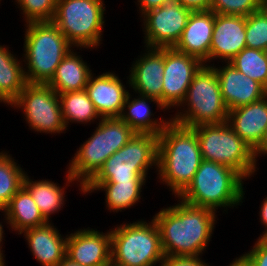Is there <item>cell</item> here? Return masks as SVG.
I'll return each mask as SVG.
<instances>
[{
	"instance_id": "1",
	"label": "cell",
	"mask_w": 267,
	"mask_h": 266,
	"mask_svg": "<svg viewBox=\"0 0 267 266\" xmlns=\"http://www.w3.org/2000/svg\"><path fill=\"white\" fill-rule=\"evenodd\" d=\"M175 199L177 203L160 208L152 217L159 228L164 256H203L219 215Z\"/></svg>"
},
{
	"instance_id": "2",
	"label": "cell",
	"mask_w": 267,
	"mask_h": 266,
	"mask_svg": "<svg viewBox=\"0 0 267 266\" xmlns=\"http://www.w3.org/2000/svg\"><path fill=\"white\" fill-rule=\"evenodd\" d=\"M202 160L196 132L171 121L158 136L156 180L177 197L192 181Z\"/></svg>"
},
{
	"instance_id": "3",
	"label": "cell",
	"mask_w": 267,
	"mask_h": 266,
	"mask_svg": "<svg viewBox=\"0 0 267 266\" xmlns=\"http://www.w3.org/2000/svg\"><path fill=\"white\" fill-rule=\"evenodd\" d=\"M246 180L234 169L202 160L189 185L177 196L185 203L228 214L245 202ZM229 208V209H228ZM218 209H220L218 211Z\"/></svg>"
},
{
	"instance_id": "4",
	"label": "cell",
	"mask_w": 267,
	"mask_h": 266,
	"mask_svg": "<svg viewBox=\"0 0 267 266\" xmlns=\"http://www.w3.org/2000/svg\"><path fill=\"white\" fill-rule=\"evenodd\" d=\"M23 25L22 61L27 83L47 84L74 46L52 21Z\"/></svg>"
},
{
	"instance_id": "5",
	"label": "cell",
	"mask_w": 267,
	"mask_h": 266,
	"mask_svg": "<svg viewBox=\"0 0 267 266\" xmlns=\"http://www.w3.org/2000/svg\"><path fill=\"white\" fill-rule=\"evenodd\" d=\"M89 138L76 149L67 172L83 187L103 163L136 133L119 117L102 118Z\"/></svg>"
},
{
	"instance_id": "6",
	"label": "cell",
	"mask_w": 267,
	"mask_h": 266,
	"mask_svg": "<svg viewBox=\"0 0 267 266\" xmlns=\"http://www.w3.org/2000/svg\"><path fill=\"white\" fill-rule=\"evenodd\" d=\"M176 111V112H175ZM168 114L171 121L187 128L202 124H220L228 119L216 70L203 65L195 74L182 103Z\"/></svg>"
},
{
	"instance_id": "7",
	"label": "cell",
	"mask_w": 267,
	"mask_h": 266,
	"mask_svg": "<svg viewBox=\"0 0 267 266\" xmlns=\"http://www.w3.org/2000/svg\"><path fill=\"white\" fill-rule=\"evenodd\" d=\"M149 220H126L110 227L112 264L161 266L164 253L159 228L153 218Z\"/></svg>"
},
{
	"instance_id": "8",
	"label": "cell",
	"mask_w": 267,
	"mask_h": 266,
	"mask_svg": "<svg viewBox=\"0 0 267 266\" xmlns=\"http://www.w3.org/2000/svg\"><path fill=\"white\" fill-rule=\"evenodd\" d=\"M192 129L197 134L203 160L232 168L246 181L257 175L260 164L252 148L234 132L227 121L202 124Z\"/></svg>"
},
{
	"instance_id": "9",
	"label": "cell",
	"mask_w": 267,
	"mask_h": 266,
	"mask_svg": "<svg viewBox=\"0 0 267 266\" xmlns=\"http://www.w3.org/2000/svg\"><path fill=\"white\" fill-rule=\"evenodd\" d=\"M104 0H57L52 22L75 48H101L104 36Z\"/></svg>"
},
{
	"instance_id": "10",
	"label": "cell",
	"mask_w": 267,
	"mask_h": 266,
	"mask_svg": "<svg viewBox=\"0 0 267 266\" xmlns=\"http://www.w3.org/2000/svg\"><path fill=\"white\" fill-rule=\"evenodd\" d=\"M158 170V136L135 133L126 145L113 153L88 182L148 180ZM148 174L150 176H148Z\"/></svg>"
},
{
	"instance_id": "11",
	"label": "cell",
	"mask_w": 267,
	"mask_h": 266,
	"mask_svg": "<svg viewBox=\"0 0 267 266\" xmlns=\"http://www.w3.org/2000/svg\"><path fill=\"white\" fill-rule=\"evenodd\" d=\"M21 111L29 130L45 135L66 133L58 94L43 83H27L18 97L8 107Z\"/></svg>"
},
{
	"instance_id": "12",
	"label": "cell",
	"mask_w": 267,
	"mask_h": 266,
	"mask_svg": "<svg viewBox=\"0 0 267 266\" xmlns=\"http://www.w3.org/2000/svg\"><path fill=\"white\" fill-rule=\"evenodd\" d=\"M192 11L172 1L151 9L140 18L143 46L150 48L174 47L180 40Z\"/></svg>"
},
{
	"instance_id": "13",
	"label": "cell",
	"mask_w": 267,
	"mask_h": 266,
	"mask_svg": "<svg viewBox=\"0 0 267 266\" xmlns=\"http://www.w3.org/2000/svg\"><path fill=\"white\" fill-rule=\"evenodd\" d=\"M204 63L198 58L176 50L164 48L162 106L174 111L184 100L195 74Z\"/></svg>"
},
{
	"instance_id": "14",
	"label": "cell",
	"mask_w": 267,
	"mask_h": 266,
	"mask_svg": "<svg viewBox=\"0 0 267 266\" xmlns=\"http://www.w3.org/2000/svg\"><path fill=\"white\" fill-rule=\"evenodd\" d=\"M68 233L66 257L82 266H109L111 264V232L96 228L75 229Z\"/></svg>"
},
{
	"instance_id": "15",
	"label": "cell",
	"mask_w": 267,
	"mask_h": 266,
	"mask_svg": "<svg viewBox=\"0 0 267 266\" xmlns=\"http://www.w3.org/2000/svg\"><path fill=\"white\" fill-rule=\"evenodd\" d=\"M115 72L104 70L98 75L93 72L86 85L89 98L102 118L119 117L130 91L128 75L125 83Z\"/></svg>"
},
{
	"instance_id": "16",
	"label": "cell",
	"mask_w": 267,
	"mask_h": 266,
	"mask_svg": "<svg viewBox=\"0 0 267 266\" xmlns=\"http://www.w3.org/2000/svg\"><path fill=\"white\" fill-rule=\"evenodd\" d=\"M143 47L129 67L130 90L162 104L164 48Z\"/></svg>"
},
{
	"instance_id": "17",
	"label": "cell",
	"mask_w": 267,
	"mask_h": 266,
	"mask_svg": "<svg viewBox=\"0 0 267 266\" xmlns=\"http://www.w3.org/2000/svg\"><path fill=\"white\" fill-rule=\"evenodd\" d=\"M246 17L214 13L209 65L229 63L246 48Z\"/></svg>"
},
{
	"instance_id": "18",
	"label": "cell",
	"mask_w": 267,
	"mask_h": 266,
	"mask_svg": "<svg viewBox=\"0 0 267 266\" xmlns=\"http://www.w3.org/2000/svg\"><path fill=\"white\" fill-rule=\"evenodd\" d=\"M153 106L157 111L153 112ZM158 110L163 113L168 112L157 99L135 92L131 93L130 90L119 118L136 133H150L159 136L171 122V117L156 115L157 112L159 113Z\"/></svg>"
},
{
	"instance_id": "19",
	"label": "cell",
	"mask_w": 267,
	"mask_h": 266,
	"mask_svg": "<svg viewBox=\"0 0 267 266\" xmlns=\"http://www.w3.org/2000/svg\"><path fill=\"white\" fill-rule=\"evenodd\" d=\"M221 64L212 66L216 70L222 97L228 110L248 105L267 95V90L260 83L244 75L229 63Z\"/></svg>"
},
{
	"instance_id": "20",
	"label": "cell",
	"mask_w": 267,
	"mask_h": 266,
	"mask_svg": "<svg viewBox=\"0 0 267 266\" xmlns=\"http://www.w3.org/2000/svg\"><path fill=\"white\" fill-rule=\"evenodd\" d=\"M23 235L33 258L40 266H57L66 257L68 234L63 235L54 222L28 228Z\"/></svg>"
},
{
	"instance_id": "21",
	"label": "cell",
	"mask_w": 267,
	"mask_h": 266,
	"mask_svg": "<svg viewBox=\"0 0 267 266\" xmlns=\"http://www.w3.org/2000/svg\"><path fill=\"white\" fill-rule=\"evenodd\" d=\"M32 176L25 174L23 180V187L30 193L36 205L40 209L43 217L52 222V215L59 213L67 200V188L71 186L78 187L79 193L83 195L82 186L67 172L65 171L64 181L61 186L59 183L52 181V179H33ZM74 184V185H73ZM81 192V193H80Z\"/></svg>"
},
{
	"instance_id": "22",
	"label": "cell",
	"mask_w": 267,
	"mask_h": 266,
	"mask_svg": "<svg viewBox=\"0 0 267 266\" xmlns=\"http://www.w3.org/2000/svg\"><path fill=\"white\" fill-rule=\"evenodd\" d=\"M214 27V12L192 11L182 36L174 48L209 65V51Z\"/></svg>"
},
{
	"instance_id": "23",
	"label": "cell",
	"mask_w": 267,
	"mask_h": 266,
	"mask_svg": "<svg viewBox=\"0 0 267 266\" xmlns=\"http://www.w3.org/2000/svg\"><path fill=\"white\" fill-rule=\"evenodd\" d=\"M228 124L254 150L267 129V95L262 99L229 110Z\"/></svg>"
},
{
	"instance_id": "24",
	"label": "cell",
	"mask_w": 267,
	"mask_h": 266,
	"mask_svg": "<svg viewBox=\"0 0 267 266\" xmlns=\"http://www.w3.org/2000/svg\"><path fill=\"white\" fill-rule=\"evenodd\" d=\"M148 180H130L124 182H87L82 187L83 196L103 192L105 210L113 214L131 209L141 203L143 189ZM145 187V188H144ZM142 197V198H141ZM140 202V203H139ZM124 210V211H123Z\"/></svg>"
},
{
	"instance_id": "25",
	"label": "cell",
	"mask_w": 267,
	"mask_h": 266,
	"mask_svg": "<svg viewBox=\"0 0 267 266\" xmlns=\"http://www.w3.org/2000/svg\"><path fill=\"white\" fill-rule=\"evenodd\" d=\"M91 48H73L57 66L54 76L47 83L58 95L61 93L86 89L91 74V65L80 55V50ZM79 50V52L77 51Z\"/></svg>"
},
{
	"instance_id": "26",
	"label": "cell",
	"mask_w": 267,
	"mask_h": 266,
	"mask_svg": "<svg viewBox=\"0 0 267 266\" xmlns=\"http://www.w3.org/2000/svg\"><path fill=\"white\" fill-rule=\"evenodd\" d=\"M3 211L7 218L10 232H15L17 235L28 228L48 223L30 193L23 186L11 198Z\"/></svg>"
},
{
	"instance_id": "27",
	"label": "cell",
	"mask_w": 267,
	"mask_h": 266,
	"mask_svg": "<svg viewBox=\"0 0 267 266\" xmlns=\"http://www.w3.org/2000/svg\"><path fill=\"white\" fill-rule=\"evenodd\" d=\"M0 43V98L9 106L27 84L21 55Z\"/></svg>"
},
{
	"instance_id": "28",
	"label": "cell",
	"mask_w": 267,
	"mask_h": 266,
	"mask_svg": "<svg viewBox=\"0 0 267 266\" xmlns=\"http://www.w3.org/2000/svg\"><path fill=\"white\" fill-rule=\"evenodd\" d=\"M58 96L61 104L62 118L67 130L74 123L89 126L91 123H98L102 119L90 100L86 89L61 93Z\"/></svg>"
},
{
	"instance_id": "29",
	"label": "cell",
	"mask_w": 267,
	"mask_h": 266,
	"mask_svg": "<svg viewBox=\"0 0 267 266\" xmlns=\"http://www.w3.org/2000/svg\"><path fill=\"white\" fill-rule=\"evenodd\" d=\"M9 153L7 149L0 151V210H3L22 188L25 174L28 172Z\"/></svg>"
},
{
	"instance_id": "30",
	"label": "cell",
	"mask_w": 267,
	"mask_h": 266,
	"mask_svg": "<svg viewBox=\"0 0 267 266\" xmlns=\"http://www.w3.org/2000/svg\"><path fill=\"white\" fill-rule=\"evenodd\" d=\"M229 64L267 90V59L264 51L246 47Z\"/></svg>"
},
{
	"instance_id": "31",
	"label": "cell",
	"mask_w": 267,
	"mask_h": 266,
	"mask_svg": "<svg viewBox=\"0 0 267 266\" xmlns=\"http://www.w3.org/2000/svg\"><path fill=\"white\" fill-rule=\"evenodd\" d=\"M25 23L52 21L57 0H13Z\"/></svg>"
},
{
	"instance_id": "32",
	"label": "cell",
	"mask_w": 267,
	"mask_h": 266,
	"mask_svg": "<svg viewBox=\"0 0 267 266\" xmlns=\"http://www.w3.org/2000/svg\"><path fill=\"white\" fill-rule=\"evenodd\" d=\"M246 47L264 51L267 48V19L260 12L246 17Z\"/></svg>"
},
{
	"instance_id": "33",
	"label": "cell",
	"mask_w": 267,
	"mask_h": 266,
	"mask_svg": "<svg viewBox=\"0 0 267 266\" xmlns=\"http://www.w3.org/2000/svg\"><path fill=\"white\" fill-rule=\"evenodd\" d=\"M259 0H211L210 10L215 14L247 17L259 11Z\"/></svg>"
},
{
	"instance_id": "34",
	"label": "cell",
	"mask_w": 267,
	"mask_h": 266,
	"mask_svg": "<svg viewBox=\"0 0 267 266\" xmlns=\"http://www.w3.org/2000/svg\"><path fill=\"white\" fill-rule=\"evenodd\" d=\"M249 251L240 254L249 266H267V239L257 238Z\"/></svg>"
},
{
	"instance_id": "35",
	"label": "cell",
	"mask_w": 267,
	"mask_h": 266,
	"mask_svg": "<svg viewBox=\"0 0 267 266\" xmlns=\"http://www.w3.org/2000/svg\"><path fill=\"white\" fill-rule=\"evenodd\" d=\"M202 256H164L161 266H211Z\"/></svg>"
},
{
	"instance_id": "36",
	"label": "cell",
	"mask_w": 267,
	"mask_h": 266,
	"mask_svg": "<svg viewBox=\"0 0 267 266\" xmlns=\"http://www.w3.org/2000/svg\"><path fill=\"white\" fill-rule=\"evenodd\" d=\"M174 0H136L135 5L137 8V13L141 17L144 13L151 9L159 8L165 3L172 2Z\"/></svg>"
},
{
	"instance_id": "37",
	"label": "cell",
	"mask_w": 267,
	"mask_h": 266,
	"mask_svg": "<svg viewBox=\"0 0 267 266\" xmlns=\"http://www.w3.org/2000/svg\"><path fill=\"white\" fill-rule=\"evenodd\" d=\"M191 11H208L211 7V0H174Z\"/></svg>"
},
{
	"instance_id": "38",
	"label": "cell",
	"mask_w": 267,
	"mask_h": 266,
	"mask_svg": "<svg viewBox=\"0 0 267 266\" xmlns=\"http://www.w3.org/2000/svg\"><path fill=\"white\" fill-rule=\"evenodd\" d=\"M262 198L261 205H259V212L257 213L259 216L260 226L262 228V233L260 234L259 238H265L267 236V196ZM264 229V230H263Z\"/></svg>"
},
{
	"instance_id": "39",
	"label": "cell",
	"mask_w": 267,
	"mask_h": 266,
	"mask_svg": "<svg viewBox=\"0 0 267 266\" xmlns=\"http://www.w3.org/2000/svg\"><path fill=\"white\" fill-rule=\"evenodd\" d=\"M0 215H1L0 216L1 218L3 216V218L0 220V254H5V250H3L5 248V246H3L4 245L3 242L6 241L5 240V236H4V235H6L5 234V229H4L5 227L4 226H6V228L9 229V224H8L7 218H6L3 210H0Z\"/></svg>"
},
{
	"instance_id": "40",
	"label": "cell",
	"mask_w": 267,
	"mask_h": 266,
	"mask_svg": "<svg viewBox=\"0 0 267 266\" xmlns=\"http://www.w3.org/2000/svg\"><path fill=\"white\" fill-rule=\"evenodd\" d=\"M254 156L256 161L261 157H266L267 156V129L264 133L263 139L261 140V143L253 150ZM259 158V159H258Z\"/></svg>"
},
{
	"instance_id": "41",
	"label": "cell",
	"mask_w": 267,
	"mask_h": 266,
	"mask_svg": "<svg viewBox=\"0 0 267 266\" xmlns=\"http://www.w3.org/2000/svg\"><path fill=\"white\" fill-rule=\"evenodd\" d=\"M212 266V263H211ZM226 266H249L248 263L244 260V258L239 255L238 257L234 258L228 265Z\"/></svg>"
},
{
	"instance_id": "42",
	"label": "cell",
	"mask_w": 267,
	"mask_h": 266,
	"mask_svg": "<svg viewBox=\"0 0 267 266\" xmlns=\"http://www.w3.org/2000/svg\"><path fill=\"white\" fill-rule=\"evenodd\" d=\"M57 266H82L79 263L73 262L65 257Z\"/></svg>"
},
{
	"instance_id": "43",
	"label": "cell",
	"mask_w": 267,
	"mask_h": 266,
	"mask_svg": "<svg viewBox=\"0 0 267 266\" xmlns=\"http://www.w3.org/2000/svg\"><path fill=\"white\" fill-rule=\"evenodd\" d=\"M259 11L265 16L267 19V1H260Z\"/></svg>"
},
{
	"instance_id": "44",
	"label": "cell",
	"mask_w": 267,
	"mask_h": 266,
	"mask_svg": "<svg viewBox=\"0 0 267 266\" xmlns=\"http://www.w3.org/2000/svg\"><path fill=\"white\" fill-rule=\"evenodd\" d=\"M5 259H6L5 254H0V266H6Z\"/></svg>"
},
{
	"instance_id": "45",
	"label": "cell",
	"mask_w": 267,
	"mask_h": 266,
	"mask_svg": "<svg viewBox=\"0 0 267 266\" xmlns=\"http://www.w3.org/2000/svg\"><path fill=\"white\" fill-rule=\"evenodd\" d=\"M0 104H4V106L6 105V107H9L1 98H0Z\"/></svg>"
},
{
	"instance_id": "46",
	"label": "cell",
	"mask_w": 267,
	"mask_h": 266,
	"mask_svg": "<svg viewBox=\"0 0 267 266\" xmlns=\"http://www.w3.org/2000/svg\"><path fill=\"white\" fill-rule=\"evenodd\" d=\"M264 54H265L266 59H267V48L264 50Z\"/></svg>"
},
{
	"instance_id": "47",
	"label": "cell",
	"mask_w": 267,
	"mask_h": 266,
	"mask_svg": "<svg viewBox=\"0 0 267 266\" xmlns=\"http://www.w3.org/2000/svg\"><path fill=\"white\" fill-rule=\"evenodd\" d=\"M109 266H119V265H116V264H112V263H111Z\"/></svg>"
}]
</instances>
